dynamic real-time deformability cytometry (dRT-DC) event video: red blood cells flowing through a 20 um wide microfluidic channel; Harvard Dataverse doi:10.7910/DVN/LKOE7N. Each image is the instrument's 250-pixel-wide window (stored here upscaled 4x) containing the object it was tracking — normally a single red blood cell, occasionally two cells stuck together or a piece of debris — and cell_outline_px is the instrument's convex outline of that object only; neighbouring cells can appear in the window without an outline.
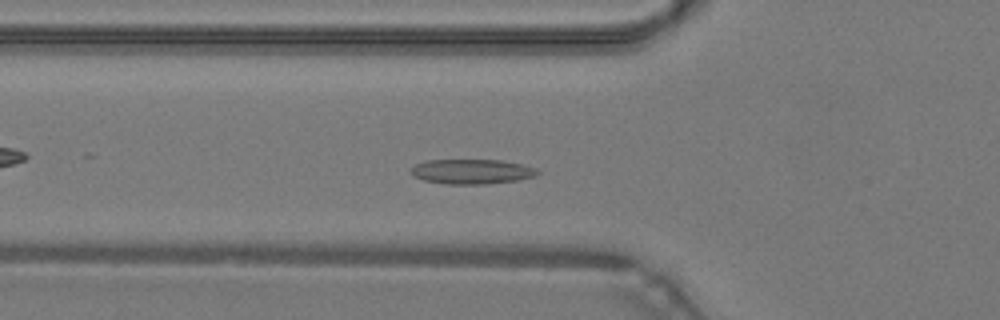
{"species": "common noctule bat (a hibernating species)", "species_latin": "Nyctalus noctula", "temperature_condition": "warm", "stored_images_in_passage": 41, "camera_frame_rate_fps": 3000, "um_per_image_px": 0.085, "animal": {"sex": "male", "body_mass_g": 19.2, "forearm_length_mm": 51.8}, "frame": {"image": 1, "passage_image": 10, "time_ms": 3.0, "image_size_px": [1000, 320], "cell_outline_px": [[540, 172], [536, 176], [516, 180], [488, 184], [448, 184], [424, 180], [412, 176], [408, 172], [416, 164], [428, 160], [500, 160], [520, 164], [536, 168]], "centroid_in_image_um": [40.08, 14.58], "position_along_channel_um": 85.7, "area_um2": 18.26}}
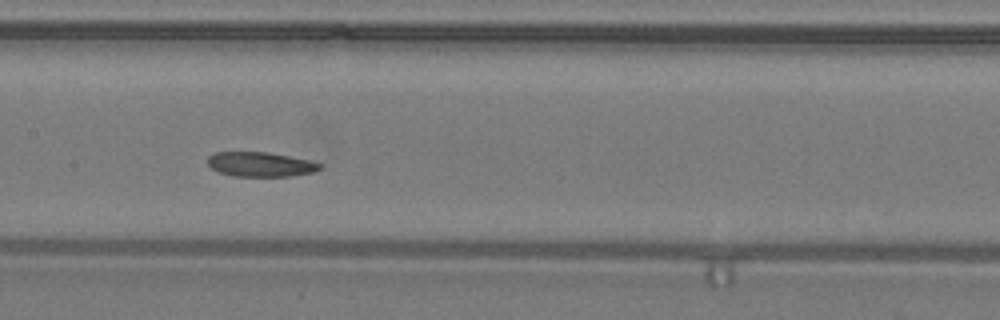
{"frame": {"image": 2, "passage_image": 17, "time_ms": 5.333, "image_size_px": [1000, 320], "cell_outline_px": [[324, 164], [320, 168], [312, 172], [288, 176], [232, 176], [220, 172], [212, 168], [208, 164], [208, 156], [216, 152], [268, 152], [308, 160]], "centroid_in_image_um": [22.12, 13.96], "position_along_channel_um": 185.3, "area_um2": 15.9}}
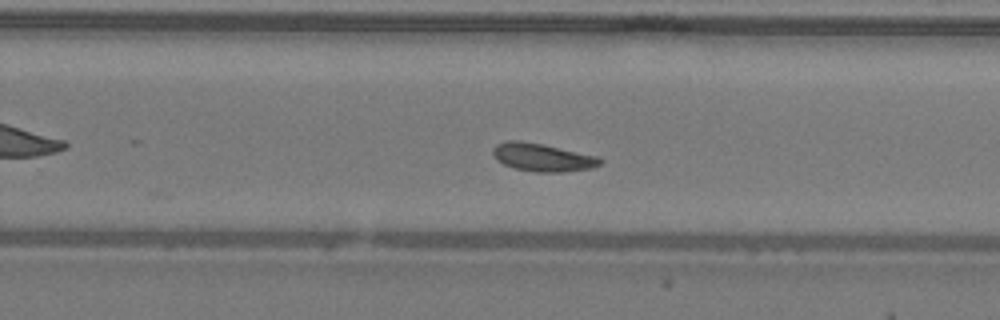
{"frame": {"image": 3, "passage_image": 24, "time_ms": 7.667, "image_size_px": [1000, 320], "cell_outline_px": [[604, 160], [600, 164], [592, 168], [564, 172], [536, 172], [516, 168], [504, 164], [496, 160], [492, 152], [492, 148], [496, 144], [508, 140], [520, 140], [544, 144], [596, 156]], "centroid_in_image_um": [46.09, 13.37], "position_along_channel_um": 283.7, "area_um2": 17.51}}